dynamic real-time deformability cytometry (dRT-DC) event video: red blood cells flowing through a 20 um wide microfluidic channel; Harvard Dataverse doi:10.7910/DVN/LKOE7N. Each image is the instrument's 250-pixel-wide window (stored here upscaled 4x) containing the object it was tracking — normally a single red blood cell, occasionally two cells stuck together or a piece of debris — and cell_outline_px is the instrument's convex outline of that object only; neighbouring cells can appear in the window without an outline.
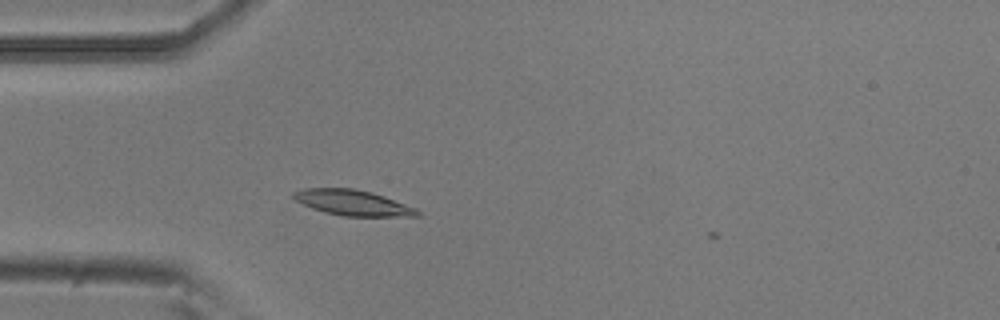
{"species": "common noctule bat (a hibernating species)", "species_latin": "Nyctalus noctula", "temperature_condition": "room temperature", "stored_images_in_passage": 37, "camera_frame_rate_fps": 3000, "um_per_image_px": 0.085, "animal": {"sex": "male", "body_mass_g": 20.5, "forearm_length_mm": 52.5}, "frame": {"image": 1, "passage_image": 4, "time_ms": 1.0, "image_size_px": [1000, 320], "cell_outline_px": [[420, 216], [344, 216], [324, 212], [312, 208], [296, 200], [292, 196], [292, 192], [304, 188], [352, 188], [372, 192], [384, 196], [416, 208], [420, 212]], "centroid_in_image_um": [29.98, 17.23], "position_along_channel_um": 55.0, "area_um2": 18.32}}
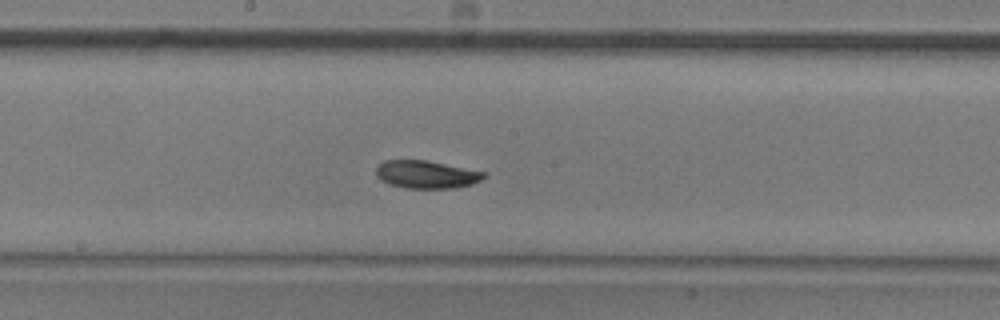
{"frame": {"image": 2, "passage_image": 17, "time_ms": 5.333, "image_size_px": [1000, 320], "cell_outline_px": [[488, 176], [472, 184], [456, 188], [404, 188], [392, 184], [376, 176], [376, 168], [384, 160], [428, 160], [488, 172]], "centroid_in_image_um": [36.32, 14.82], "position_along_channel_um": 211.9, "area_um2": 17.57}}
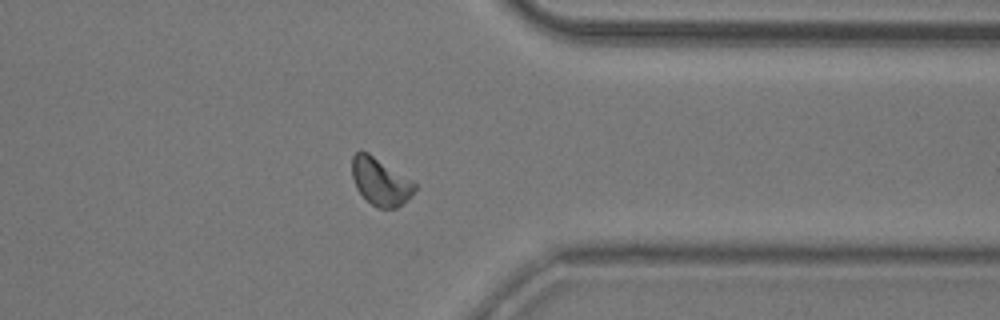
{"frame": {"image": 3, "passage_image": 31, "time_ms": 10.0, "image_size_px": [1000, 320], "cell_outline_px": [[416, 188], [412, 196], [408, 200], [396, 208], [380, 208], [372, 204], [356, 188], [352, 176], [352, 156], [356, 152], [368, 152], [412, 180], [416, 184]], "centroid_in_image_um": [32.35, 15.44], "position_along_channel_um": 379.0, "area_um2": 17.17}}